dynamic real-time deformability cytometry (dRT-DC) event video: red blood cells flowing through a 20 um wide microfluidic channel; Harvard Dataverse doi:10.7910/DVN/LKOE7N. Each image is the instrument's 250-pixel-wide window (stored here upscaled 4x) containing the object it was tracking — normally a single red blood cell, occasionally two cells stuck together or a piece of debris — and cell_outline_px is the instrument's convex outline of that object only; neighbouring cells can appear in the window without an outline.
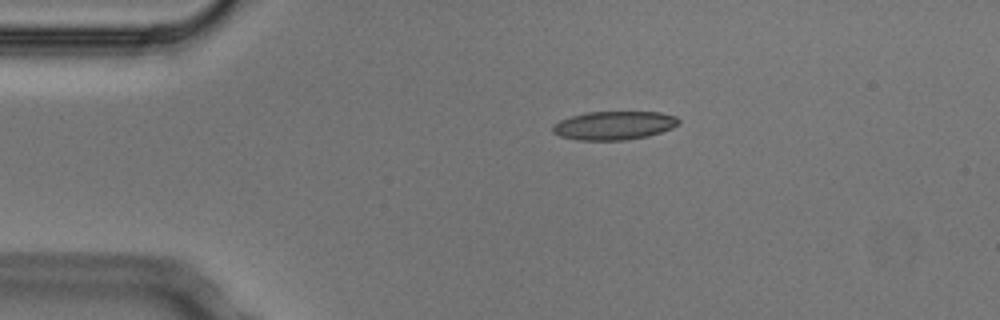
{"species": "Egyptian fruit bat (a non-hibernating species)", "species_latin": "Rousettus aegyptiacus", "temperature_condition": "cold", "stored_images_in_passage": 3, "camera_frame_rate_fps": 3000, "um_per_image_px": 0.085, "animal": {"sex": "male"}, "frame": {"image": 1, "passage_image": 2, "time_ms": 0.333, "image_size_px": [1000, 320], "cell_outline_px": [[680, 124], [672, 128], [648, 136], [624, 140], [576, 140], [560, 136], [552, 132], [552, 128], [560, 120], [572, 116], [588, 112], [660, 112], [676, 116], [680, 120]], "centroid_in_image_um": [52.22, 10.66], "position_along_channel_um": 32.8, "area_um2": 20.92}}